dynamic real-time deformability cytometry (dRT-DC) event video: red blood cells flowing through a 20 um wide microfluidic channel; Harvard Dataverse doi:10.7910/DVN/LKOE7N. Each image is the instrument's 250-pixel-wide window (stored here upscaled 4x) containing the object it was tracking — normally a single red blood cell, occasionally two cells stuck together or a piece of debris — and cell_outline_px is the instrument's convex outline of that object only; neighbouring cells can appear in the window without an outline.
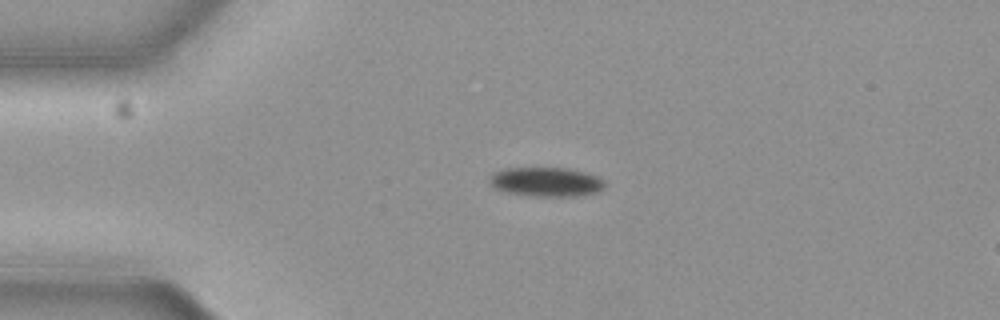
{"species": "common noctule bat (a hibernating species)", "species_latin": "Nyctalus noctula", "temperature_condition": "cold", "stored_images_in_passage": 52, "camera_frame_rate_fps": 3000, "um_per_image_px": 0.085, "animal": {"sex": "female", "body_mass_g": 19.3, "forearm_length_mm": 54.1}, "frame": {"image": 1, "passage_image": 9, "time_ms": 2.667, "image_size_px": [1000, 320], "cell_outline_px": [[604, 188], [600, 192], [576, 196], [532, 196], [504, 192], [492, 188], [488, 180], [488, 176], [492, 172], [504, 168], [568, 168], [584, 172], [596, 176], [604, 180]], "centroid_in_image_um": [46.36, 15.46], "position_along_channel_um": 38.6, "area_um2": 20.0}}
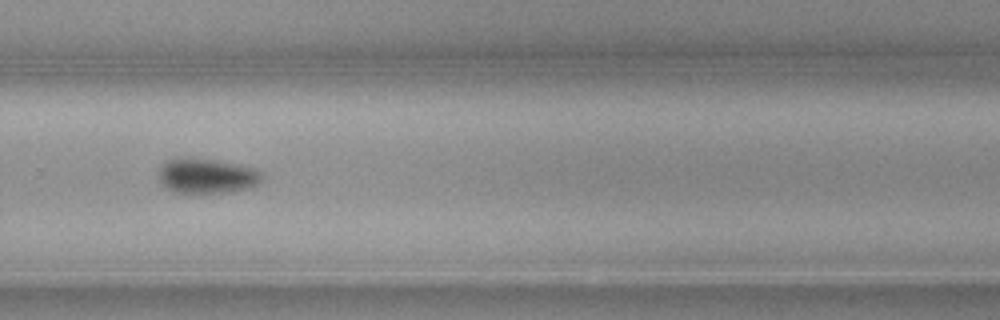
{"frame": {"image": 2, "passage_image": 34, "time_ms": 11.0, "image_size_px": [1000, 320], "cell_outline_px": [[260, 184], [248, 188], [228, 192], [204, 196], [172, 192], [160, 180], [160, 168], [168, 160], [176, 156], [216, 160], [240, 164], [252, 168], [260, 172]], "centroid_in_image_um": [17.56, 14.98], "position_along_channel_um": 312.2, "area_um2": 21.62}}
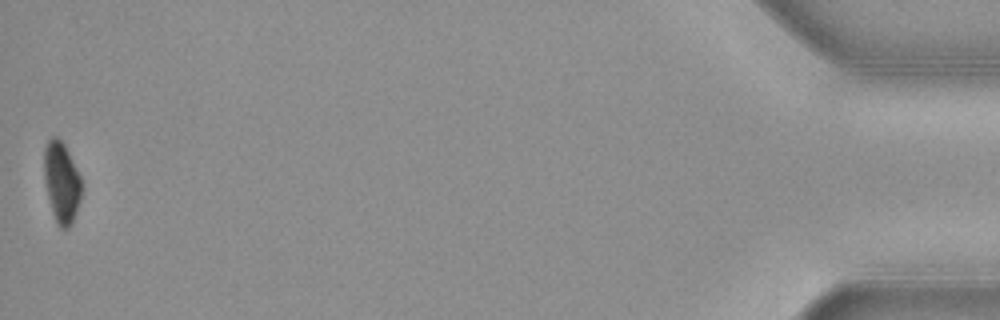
{"frame": {"image": 3, "passage_image": 52, "time_ms": 17.0, "image_size_px": [1000, 320], "cell_outline_px": [[80, 200], [72, 224], [68, 228], [60, 228], [56, 224], [52, 212], [48, 196], [44, 176], [44, 148], [48, 140], [52, 136], [56, 136], [64, 144], [80, 176]], "centroid_in_image_um": [5.21, 15.51], "position_along_channel_um": 430.0, "area_um2": 17.4}, "authors_computed_cell_mechanics": {"area_um2": 20.4323, "velocity_mm_per_s": 3.6817, "shape_relaxation_time_tau1_ms": 3.458, "shape_relaxation_time_tau2_ms": null, "deformation_change_tau1": 0.0749, "deformation_change_tau2": null}}